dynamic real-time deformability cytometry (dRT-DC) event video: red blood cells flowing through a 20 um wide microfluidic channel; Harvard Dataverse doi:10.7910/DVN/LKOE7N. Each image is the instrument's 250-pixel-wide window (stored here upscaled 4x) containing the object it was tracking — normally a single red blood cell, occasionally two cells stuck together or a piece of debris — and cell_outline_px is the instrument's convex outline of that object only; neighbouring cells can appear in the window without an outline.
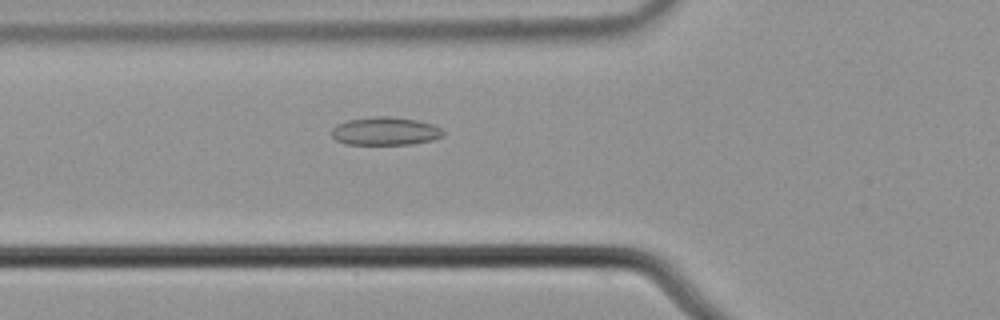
{"species": "common noctule bat (a hibernating species)", "species_latin": "Nyctalus noctula", "temperature_condition": "cold", "stored_images_in_passage": 3, "camera_frame_rate_fps": 3000, "um_per_image_px": 0.085, "animal": {"sex": "male", "body_mass_g": 21.5, "forearm_length_mm": 52.0}, "frame": {"image": 1, "passage_image": 3, "time_ms": 0.667, "image_size_px": [1000, 320], "cell_outline_px": [[444, 136], [432, 140], [412, 144], [344, 144], [336, 140], [332, 136], [332, 128], [336, 124], [348, 120], [372, 116], [388, 116], [416, 120], [432, 124], [440, 128], [444, 132]], "centroid_in_image_um": [32.73, 11.15], "position_along_channel_um": 93.1, "area_um2": 18.32}}